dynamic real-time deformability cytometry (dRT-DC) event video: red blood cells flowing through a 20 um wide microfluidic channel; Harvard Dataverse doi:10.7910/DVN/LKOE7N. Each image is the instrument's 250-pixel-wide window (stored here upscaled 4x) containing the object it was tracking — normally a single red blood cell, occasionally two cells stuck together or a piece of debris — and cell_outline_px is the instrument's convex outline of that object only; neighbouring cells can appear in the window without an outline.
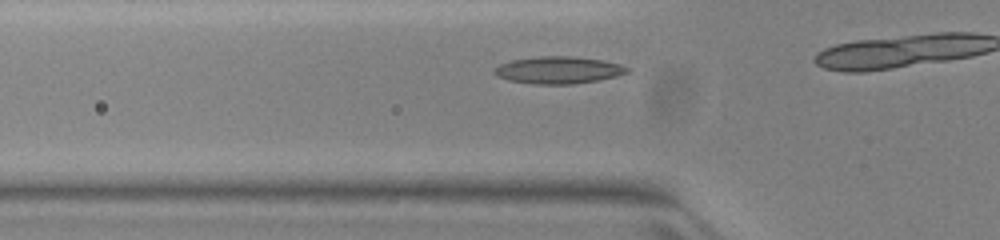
{"species": "common noctule bat (a hibernating species)", "species_latin": "Nyctalus noctula", "temperature_condition": "warm", "stored_images_in_passage": 10, "camera_frame_rate_fps": 3000, "um_per_image_px": 0.085, "animal": {"sex": "female", "body_mass_g": 23.0, "forearm_length_mm": 53.4}, "frame": {"image": 1, "passage_image": 6, "time_ms": 1.667, "image_size_px": [1000, 240], "cell_outline_px": [[628, 72], [616, 76], [600, 80], [572, 84], [532, 84], [508, 80], [496, 76], [496, 68], [500, 64], [512, 60], [540, 56], [568, 56], [600, 60], [620, 64], [628, 68]], "centroid_in_image_um": [47.46, 5.96], "position_along_channel_um": 78.3, "area_um2": 20.75}}
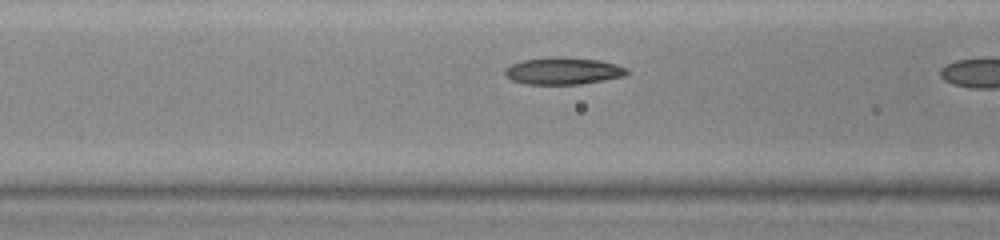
{"frame": {"image": 2, "passage_image": 9, "time_ms": 2.667, "image_size_px": [1000, 240], "cell_outline_px": [[628, 72], [624, 76], [604, 80], [580, 84], [524, 84], [512, 80], [504, 76], [504, 68], [512, 64], [524, 60], [556, 56], [560, 56], [600, 60], [616, 64], [628, 68]], "centroid_in_image_um": [47.85, 6.02], "position_along_channel_um": 118.7, "area_um2": 19.36}}